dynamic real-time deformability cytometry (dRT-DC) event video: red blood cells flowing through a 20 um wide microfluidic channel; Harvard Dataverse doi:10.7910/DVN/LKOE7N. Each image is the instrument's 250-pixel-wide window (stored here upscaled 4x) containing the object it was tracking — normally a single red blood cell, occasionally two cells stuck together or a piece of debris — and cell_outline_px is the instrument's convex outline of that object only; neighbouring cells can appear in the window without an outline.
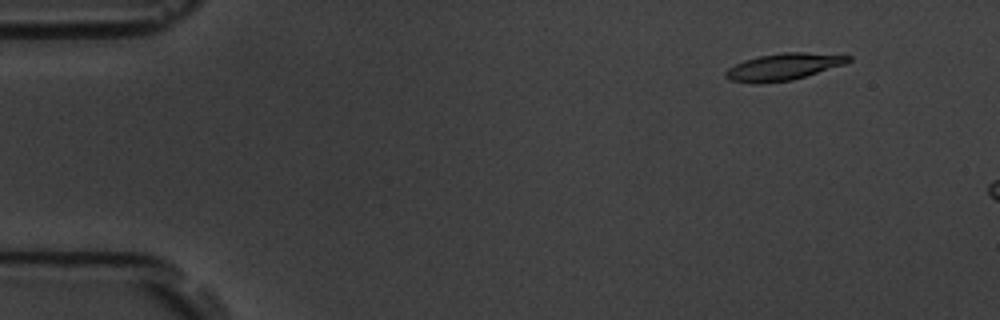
{"species": "common noctule bat (a hibernating species)", "species_latin": "Nyctalus noctula", "temperature_condition": "room temperature", "stored_images_in_passage": 4, "camera_frame_rate_fps": 3000, "um_per_image_px": 0.085, "animal": {"sex": "male", "body_mass_g": 19.5, "forearm_length_mm": 54.6}, "frame": {"image": 1, "passage_image": 2, "time_ms": 1.333, "image_size_px": [1000, 320], "cell_outline_px": [[852, 60], [844, 64], [792, 80], [756, 84], [752, 84], [728, 80], [724, 76], [724, 72], [728, 68], [744, 60], [760, 56], [784, 52], [804, 52], [852, 56]], "centroid_in_image_um": [66.54, 5.69], "position_along_channel_um": 18.5, "area_um2": 19.13}}